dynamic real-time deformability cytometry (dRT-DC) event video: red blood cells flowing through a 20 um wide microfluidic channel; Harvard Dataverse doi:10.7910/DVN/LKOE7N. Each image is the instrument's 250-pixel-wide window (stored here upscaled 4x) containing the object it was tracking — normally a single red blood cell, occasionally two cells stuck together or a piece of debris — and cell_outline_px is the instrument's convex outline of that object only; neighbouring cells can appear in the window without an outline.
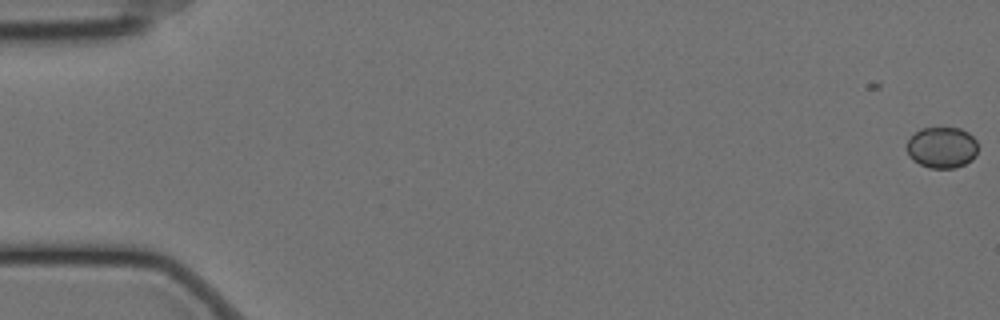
{"species": "Egyptian fruit bat (a non-hibernating species)", "species_latin": "Rousettus aegyptiacus", "temperature_condition": "cold", "stored_images_in_passage": 13, "camera_frame_rate_fps": 3000, "um_per_image_px": 0.085, "animal": {"sex": "female"}, "frame": {"image": 1, "passage_image": 1, "time_ms": 0.0, "image_size_px": [1000, 320], "cell_outline_px": [[976, 156], [972, 160], [956, 168], [928, 168], [912, 160], [908, 156], [908, 140], [920, 128], [940, 124], [960, 128], [968, 132], [976, 140]], "centroid_in_image_um": [80.06, 12.49], "position_along_channel_um": 4.9, "area_um2": 17.63}}